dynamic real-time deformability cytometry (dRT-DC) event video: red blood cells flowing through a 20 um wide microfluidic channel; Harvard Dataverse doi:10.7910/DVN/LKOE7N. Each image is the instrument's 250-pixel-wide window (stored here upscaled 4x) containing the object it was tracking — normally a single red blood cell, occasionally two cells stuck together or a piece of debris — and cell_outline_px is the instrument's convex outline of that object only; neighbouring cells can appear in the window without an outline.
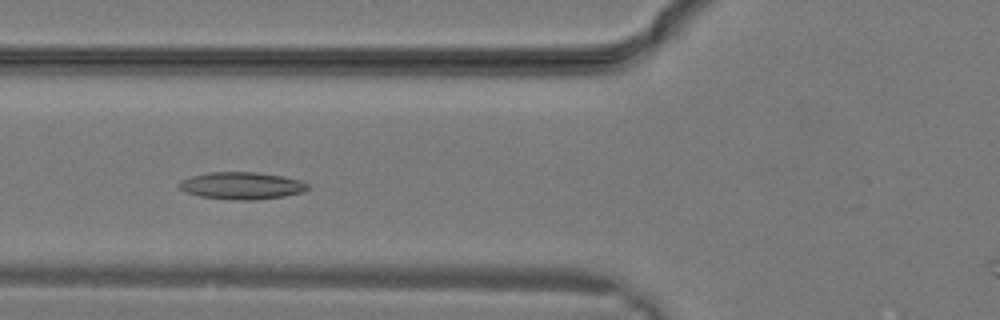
{"species": "common noctule bat (a hibernating species)", "species_latin": "Nyctalus noctula", "temperature_condition": "warm", "stored_images_in_passage": 13, "camera_frame_rate_fps": 3000, "um_per_image_px": 0.085, "animal": {"sex": "male", "body_mass_g": 19.2, "forearm_length_mm": 51.8}, "frame": {"image": 1, "passage_image": 6, "time_ms": 1.667, "image_size_px": [1000, 320], "cell_outline_px": [[308, 188], [304, 192], [284, 196], [256, 200], [232, 200], [200, 196], [184, 192], [176, 184], [180, 180], [192, 176], [208, 172], [256, 172], [284, 176], [300, 180], [308, 184]], "centroid_in_image_um": [20.53, 15.78], "position_along_channel_um": 105.3, "area_um2": 20.58}}
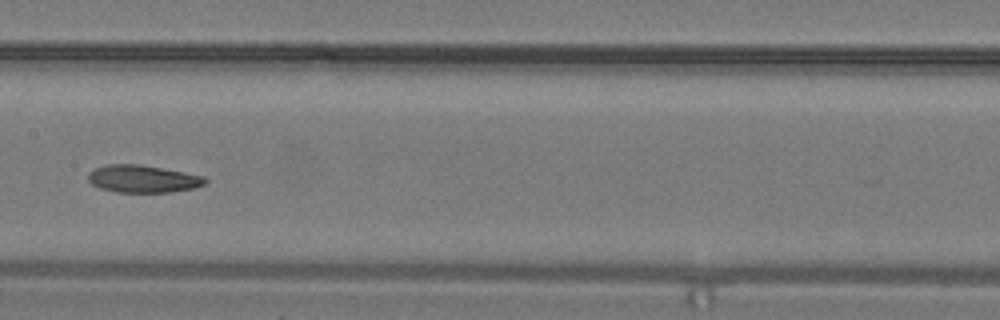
{"frame": {"image": 2, "passage_image": 10, "time_ms": 3.0, "image_size_px": [1000, 320], "cell_outline_px": [[208, 180], [204, 184], [196, 188], [168, 192], [116, 192], [100, 188], [92, 184], [88, 180], [88, 172], [96, 168], [108, 164], [140, 164], [204, 176]], "centroid_in_image_um": [12.14, 15.2], "position_along_channel_um": 195.3, "area_um2": 18.67}}
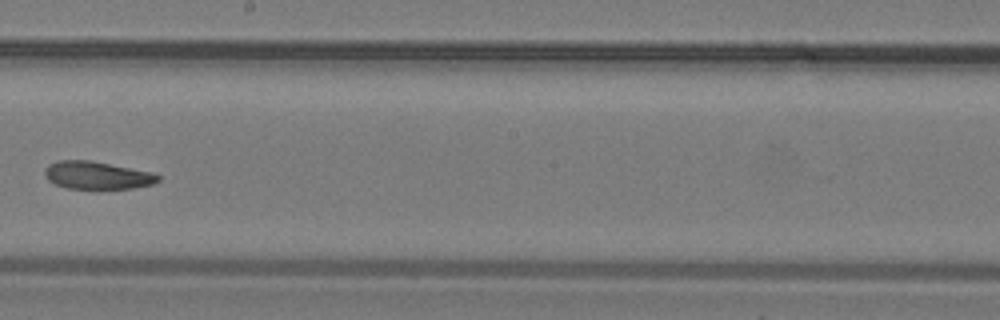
{"frame": {"image": 3, "passage_image": 12, "time_ms": 3.667, "image_size_px": [1000, 320], "cell_outline_px": [[160, 180], [152, 184], [132, 188], [68, 188], [56, 184], [48, 180], [44, 172], [48, 164], [60, 160], [88, 160], [152, 172], [160, 176]], "centroid_in_image_um": [8.25, 14.89], "position_along_channel_um": 239.9, "area_um2": 17.98}}